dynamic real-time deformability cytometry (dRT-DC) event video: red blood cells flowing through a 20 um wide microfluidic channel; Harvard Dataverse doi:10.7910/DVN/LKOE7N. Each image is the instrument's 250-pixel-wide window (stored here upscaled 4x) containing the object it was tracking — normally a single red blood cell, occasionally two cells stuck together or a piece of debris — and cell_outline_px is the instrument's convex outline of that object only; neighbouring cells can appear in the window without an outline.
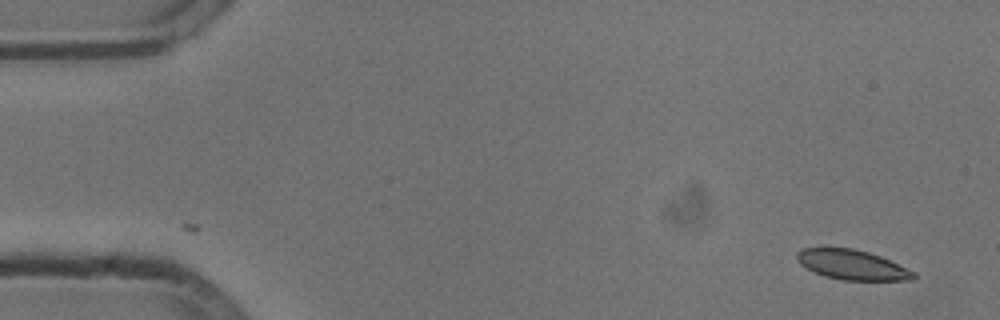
{"species": "common noctule bat (a hibernating species)", "species_latin": "Nyctalus noctula", "temperature_condition": "cold", "stored_images_in_passage": 52, "camera_frame_rate_fps": 3000, "um_per_image_px": 0.085, "animal": {"sex": "male", "body_mass_g": 13.3}, "frame": {"image": 1, "passage_image": 1, "time_ms": 0.0, "image_size_px": [1000, 320], "cell_outline_px": [[916, 280], [840, 280], [824, 276], [812, 272], [800, 264], [796, 256], [796, 252], [804, 248], [852, 248], [868, 252], [880, 256], [916, 272]], "centroid_in_image_um": [72.43, 22.52], "position_along_channel_um": 12.6, "area_um2": 20.35}}
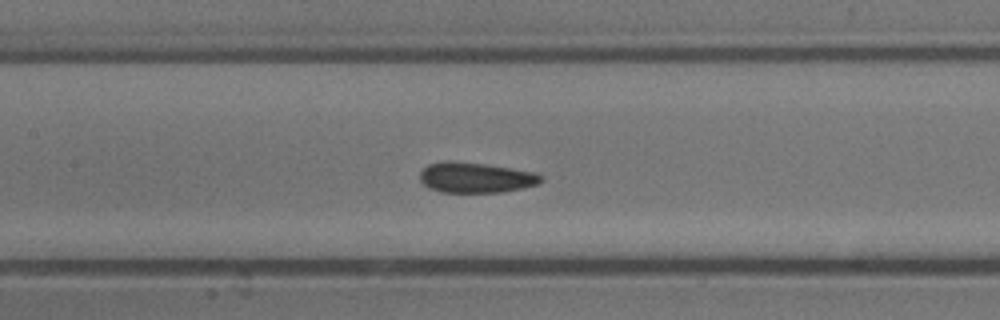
{"frame": {"image": 2, "passage_image": 23, "time_ms": 7.333, "image_size_px": [1000, 320], "cell_outline_px": [[544, 180], [540, 184], [524, 188], [500, 192], [440, 192], [428, 188], [420, 180], [420, 172], [428, 164], [444, 160], [448, 160], [484, 164], [536, 172], [544, 176]], "centroid_in_image_um": [40.46, 15.09], "position_along_channel_um": 166.9, "area_um2": 21.68}}
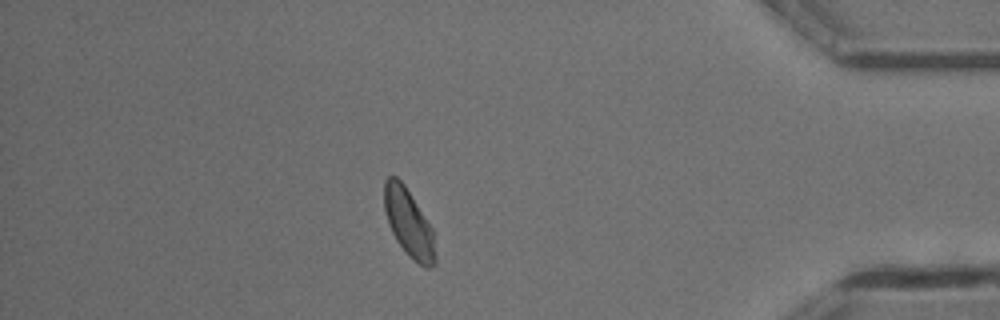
{"frame": {"image": 3, "passage_image": 45, "time_ms": 14.667, "image_size_px": [1000, 320], "cell_outline_px": [[436, 264], [428, 268], [424, 268], [408, 256], [404, 252], [396, 240], [388, 224], [384, 212], [384, 180], [388, 176], [396, 176], [404, 184], [432, 228], [436, 256]], "centroid_in_image_um": [34.73, 18.98], "position_along_channel_um": 400.5, "area_um2": 20.29}, "authors_computed_cell_mechanics": {"area_um2": 21.0103, "velocity_mm_per_s": 3.768, "shape_relaxation_time_tau1_ms": 4.695, "shape_relaxation_time_tau2_ms": 1.275, "deformation_change_tau1": 0.1017, "deformation_change_tau2": 0.0511}}